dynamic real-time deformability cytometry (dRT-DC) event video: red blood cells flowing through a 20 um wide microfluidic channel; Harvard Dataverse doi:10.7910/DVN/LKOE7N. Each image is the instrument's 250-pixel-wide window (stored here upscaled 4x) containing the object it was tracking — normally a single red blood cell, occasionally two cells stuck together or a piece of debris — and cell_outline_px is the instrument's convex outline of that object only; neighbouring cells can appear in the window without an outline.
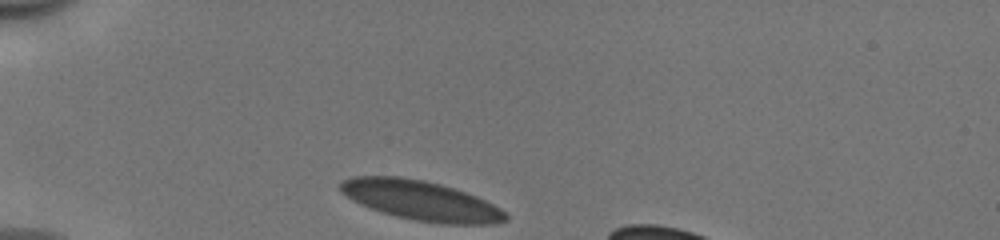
{"species": "human", "species_latin": "Homo sapiens", "temperature_condition": "cold", "stored_images_in_passage": 30, "camera_frame_rate_fps": 3000, "um_per_image_px": 0.085, "donor": {"sex": "male"}, "frame": {"image": 1, "passage_image": 1, "time_ms": 0.0, "image_size_px": [1000, 240], "cell_outline_px": [[508, 220], [496, 224], [444, 224], [416, 220], [396, 216], [380, 212], [360, 204], [352, 200], [340, 192], [340, 180], [352, 176], [400, 176], [424, 180], [440, 184], [476, 196], [500, 208], [508, 216]], "centroid_in_image_um": [35.74, 17.04], "position_along_channel_um": 49.3, "area_um2": 38.21}}
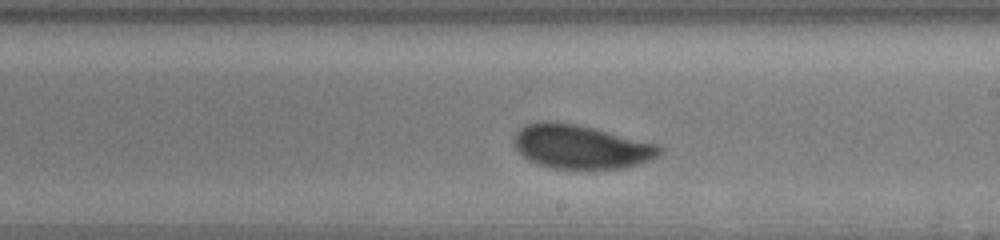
{"frame": {"image": 2, "passage_image": 18, "time_ms": 5.667, "image_size_px": [1000, 240], "cell_outline_px": [[664, 152], [652, 160], [624, 168], [552, 168], [536, 164], [528, 160], [516, 148], [512, 140], [516, 132], [520, 128], [528, 124], [540, 120], [556, 120], [576, 124], [660, 144], [664, 148]], "centroid_in_image_um": [49.4, 12.46], "position_along_channel_um": 239.6, "area_um2": 37.57}}
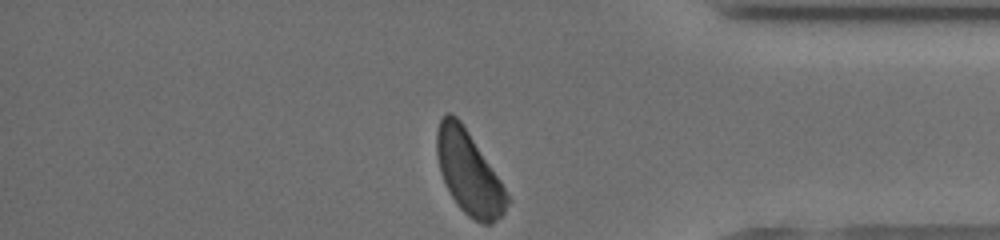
{"frame": {"image": 3, "passage_image": 30, "time_ms": 9.667, "image_size_px": [1000, 240], "cell_outline_px": [[512, 200], [504, 212], [492, 224], [484, 224], [468, 216], [456, 204], [440, 172], [436, 156], [436, 132], [440, 120], [444, 112], [448, 112], [456, 116], [460, 120], [500, 180]], "centroid_in_image_um": [39.85, 14.68], "position_along_channel_um": 395.4, "area_um2": 33.81}, "authors_computed_cell_mechanics": {"area_um2": 37.7434, "velocity_mm_per_s": 3.9218, "shape_relaxation_time_tau1_ms": 2.6251, "shape_relaxation_time_tau2_ms": null, "deformation_change_tau1": 0.1056, "deformation_change_tau2": null}}